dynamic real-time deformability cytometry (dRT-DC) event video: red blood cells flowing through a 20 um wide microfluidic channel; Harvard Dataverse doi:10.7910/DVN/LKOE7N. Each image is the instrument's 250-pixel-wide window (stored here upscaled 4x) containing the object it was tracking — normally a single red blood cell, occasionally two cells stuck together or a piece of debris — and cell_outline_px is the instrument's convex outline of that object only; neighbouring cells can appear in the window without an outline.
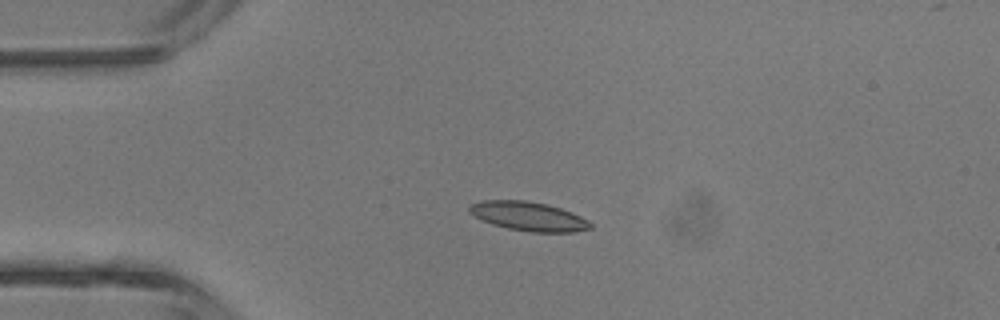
{"species": "common noctule bat (a hibernating species)", "species_latin": "Nyctalus noctula", "temperature_condition": "room temperature", "stored_images_in_passage": 3, "camera_frame_rate_fps": 3000, "um_per_image_px": 0.085, "animal": {"sex": "male", "body_mass_g": 13.3}, "frame": {"image": 1, "passage_image": 1, "time_ms": 0.0, "image_size_px": [1000, 320], "cell_outline_px": [[592, 228], [572, 232], [532, 232], [508, 228], [492, 224], [468, 212], [468, 204], [484, 200], [524, 200], [548, 204], [572, 212], [588, 220], [592, 224]], "centroid_in_image_um": [44.92, 18.37], "position_along_channel_um": 40.1, "area_um2": 20.46}}
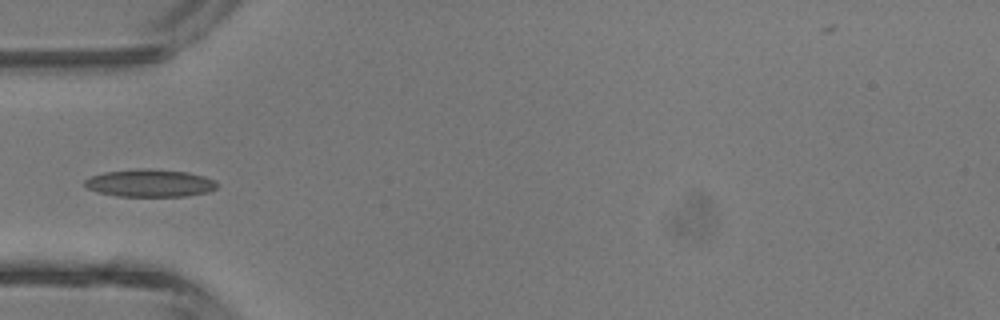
{"frame": {"image": 2, "passage_image": 2, "time_ms": 1.333, "image_size_px": [1000, 320], "cell_outline_px": [[216, 188], [208, 192], [188, 196], [116, 196], [96, 192], [88, 188], [84, 184], [84, 180], [92, 176], [104, 172], [136, 168], [148, 168], [188, 172], [204, 176], [216, 180]], "centroid_in_image_um": [12.74, 15.56], "position_along_channel_um": 72.3, "area_um2": 21.44}}
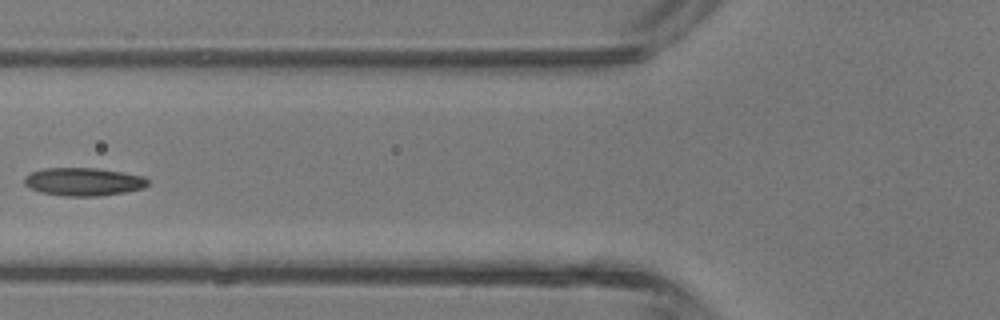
{"frame": {"image": 3, "passage_image": 3, "time_ms": 2.333, "image_size_px": [1000, 320], "cell_outline_px": [[148, 184], [144, 188], [124, 192], [100, 196], [64, 196], [40, 192], [28, 188], [24, 184], [24, 176], [32, 172], [44, 168], [96, 168], [144, 176], [148, 180]], "centroid_in_image_um": [7.06, 15.45], "position_along_channel_um": 118.7, "area_um2": 20.23}}